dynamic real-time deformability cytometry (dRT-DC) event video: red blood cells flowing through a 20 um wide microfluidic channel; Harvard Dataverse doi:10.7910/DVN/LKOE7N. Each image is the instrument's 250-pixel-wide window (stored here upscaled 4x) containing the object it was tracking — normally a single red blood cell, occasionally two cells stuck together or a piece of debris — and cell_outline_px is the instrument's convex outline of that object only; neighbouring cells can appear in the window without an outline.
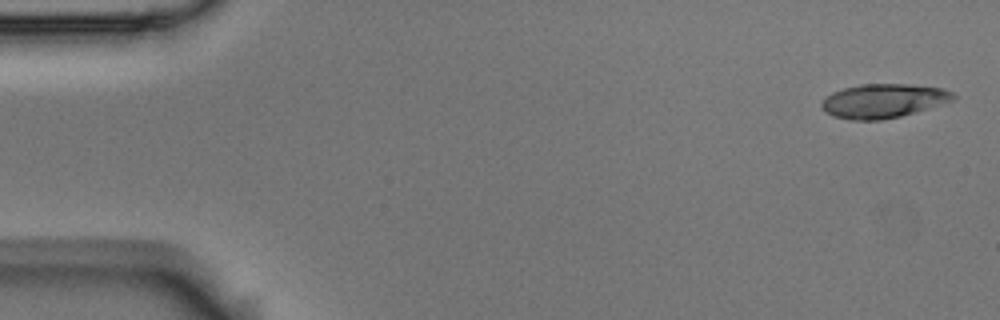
{"species": "Egyptian fruit bat (a non-hibernating species)", "species_latin": "Rousettus aegyptiacus", "temperature_condition": "room temperature", "stored_images_in_passage": 5, "segment_of_instrument_passage": [1, 2], "camera_frame_rate_fps": 3000, "um_per_image_px": 0.085, "animal": {"sex": "male"}, "frame": {"image": 1, "passage_image": 1, "time_ms": 0.0, "image_size_px": [1000, 320], "cell_outline_px": [[956, 96], [952, 100], [916, 112], [900, 116], [880, 120], [852, 120], [832, 116], [824, 112], [820, 104], [824, 96], [832, 92], [844, 88], [860, 84], [908, 84], [944, 88], [952, 92]], "centroid_in_image_um": [75.03, 8.57], "position_along_channel_um": 10.0, "area_um2": 26.18}}